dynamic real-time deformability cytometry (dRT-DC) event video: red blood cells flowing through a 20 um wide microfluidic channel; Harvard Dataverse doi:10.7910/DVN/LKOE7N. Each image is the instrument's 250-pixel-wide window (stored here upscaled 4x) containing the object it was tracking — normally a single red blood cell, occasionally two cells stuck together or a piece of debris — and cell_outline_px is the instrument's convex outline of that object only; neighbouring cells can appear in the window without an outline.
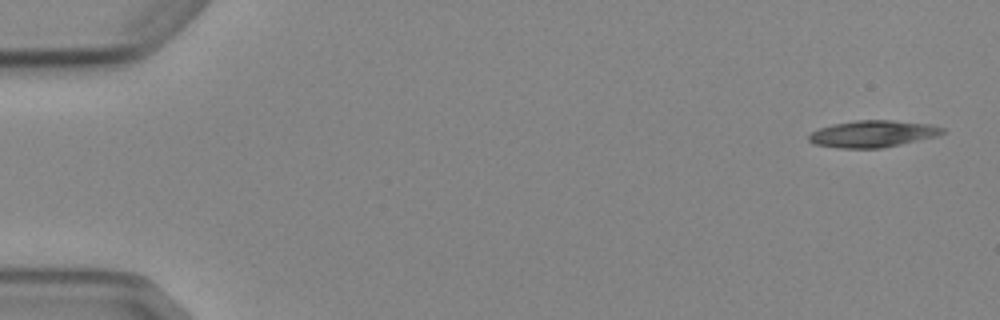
{"species": "Egyptian fruit bat (a non-hibernating species)", "species_latin": "Rousettus aegyptiacus", "temperature_condition": "cold", "stored_images_in_passage": 5, "camera_frame_rate_fps": 3000, "um_per_image_px": 0.085, "animal": {"sex": "female"}, "frame": {"image": 1, "passage_image": 1, "time_ms": 0.0, "image_size_px": [1000, 320], "cell_outline_px": [[944, 132], [936, 136], [884, 148], [840, 148], [812, 144], [808, 140], [808, 136], [812, 132], [820, 128], [832, 124], [856, 120], [892, 120], [932, 124], [944, 128]], "centroid_in_image_um": [74.17, 11.37], "position_along_channel_um": 10.8, "area_um2": 20.92}}
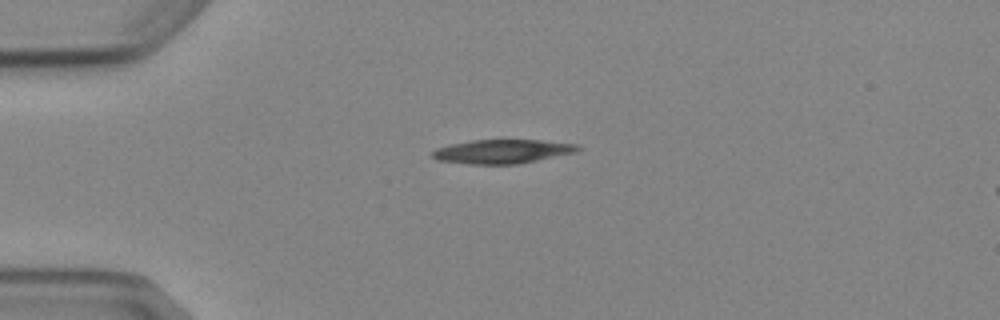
{"frame": {"image": 2, "passage_image": 4, "time_ms": 3.667, "image_size_px": [1000, 320], "cell_outline_px": [[580, 148], [576, 152], [516, 164], [468, 164], [436, 160], [432, 156], [432, 152], [436, 148], [448, 144], [472, 140], [540, 140], [576, 144]], "centroid_in_image_um": [42.63, 12.87], "position_along_channel_um": 42.4, "area_um2": 20.17}}